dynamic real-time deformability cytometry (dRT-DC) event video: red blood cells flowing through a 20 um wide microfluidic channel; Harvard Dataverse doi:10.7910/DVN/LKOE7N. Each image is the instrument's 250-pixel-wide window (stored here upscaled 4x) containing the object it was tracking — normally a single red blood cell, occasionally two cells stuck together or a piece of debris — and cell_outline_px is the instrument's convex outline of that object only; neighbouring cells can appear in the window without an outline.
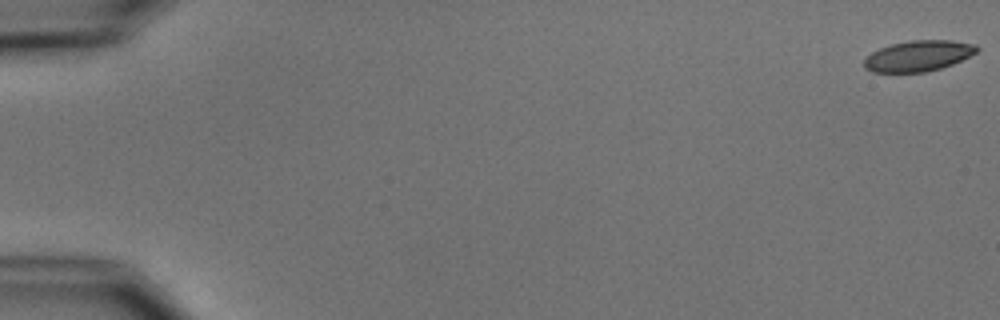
{"species": "common noctule bat (a hibernating species)", "species_latin": "Nyctalus noctula", "temperature_condition": "cold", "stored_images_in_passage": 14, "camera_frame_rate_fps": 3000, "um_per_image_px": 0.085, "animal": {"sex": "male", "body_mass_g": 15.6}, "frame": {"image": 1, "passage_image": 1, "time_ms": 0.0, "image_size_px": [1000, 320], "cell_outline_px": [[980, 48], [976, 52], [952, 64], [940, 68], [924, 72], [872, 72], [864, 68], [864, 60], [872, 52], [880, 48], [892, 44], [908, 40], [952, 40], [976, 44]], "centroid_in_image_um": [78.05, 4.74], "position_along_channel_um": 6.9, "area_um2": 20.11}}
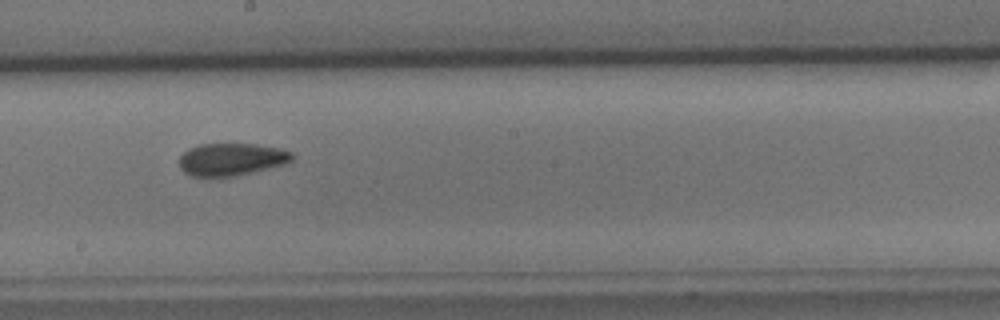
{"frame": {"image": 2, "passage_image": 9, "time_ms": 10.333, "image_size_px": [1000, 320], "cell_outline_px": [[296, 156], [292, 160], [284, 164], [252, 172], [232, 176], [188, 176], [180, 168], [180, 156], [188, 148], [200, 144], [256, 144], [280, 148], [292, 152]], "centroid_in_image_um": [19.67, 13.53], "position_along_channel_um": 228.5, "area_um2": 21.33}}
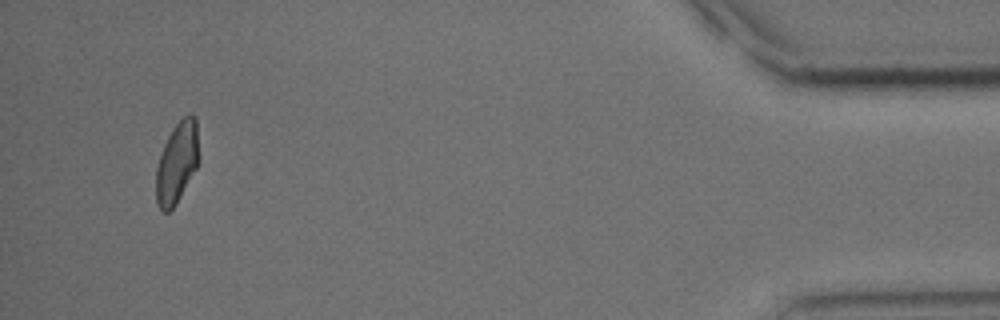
{"frame": {"image": 3, "passage_image": 14, "time_ms": 17.333, "image_size_px": [1000, 320], "cell_outline_px": [[200, 164], [176, 204], [168, 212], [164, 212], [156, 204], [156, 168], [164, 144], [172, 128], [188, 112], [192, 112], [196, 116], [200, 160]], "centroid_in_image_um": [15.08, 13.8], "position_along_channel_um": 420.1, "area_um2": 20.81}, "authors_computed_cell_mechanics": {"area_um2": 20.9236, "velocity_mm_per_s": 3.7089, "shape_relaxation_time_tau1_ms": null, "shape_relaxation_time_tau2_ms": 2.2852, "deformation_change_tau1": null, "deformation_change_tau2": 0.0624}}